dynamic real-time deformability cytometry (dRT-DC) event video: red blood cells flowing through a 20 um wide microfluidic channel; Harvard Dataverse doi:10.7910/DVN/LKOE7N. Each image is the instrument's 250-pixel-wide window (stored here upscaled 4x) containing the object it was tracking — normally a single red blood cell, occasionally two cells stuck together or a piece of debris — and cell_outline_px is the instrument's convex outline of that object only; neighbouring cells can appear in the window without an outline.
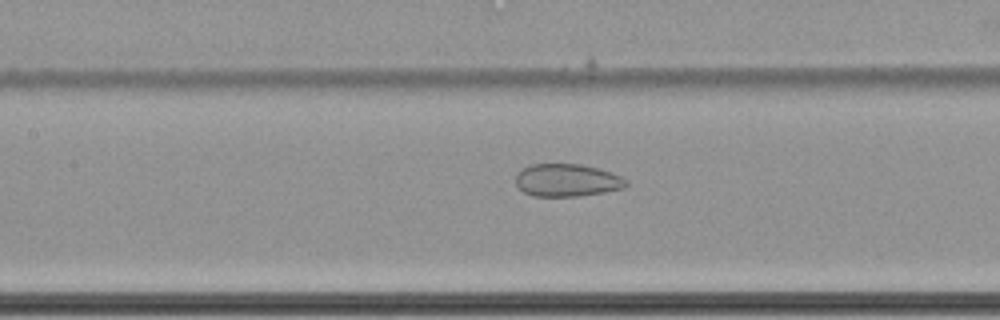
{"species": "common noctule bat (a hibernating species)", "species_latin": "Nyctalus noctula", "temperature_condition": "cold", "stored_images_in_passage": 52, "camera_frame_rate_fps": 3000, "um_per_image_px": 0.085, "animal": {"sex": "female", "body_mass_g": 22.7, "forearm_length_mm": 54.2}, "frame": {"image": 1, "passage_image": 20, "time_ms": 6.333, "image_size_px": [1000, 320], "cell_outline_px": [[628, 184], [624, 188], [604, 192], [580, 196], [532, 196], [524, 192], [516, 184], [516, 172], [532, 164], [580, 164], [596, 168], [620, 176], [628, 180]], "centroid_in_image_um": [48.18, 15.33], "position_along_channel_um": 159.2, "area_um2": 20.92}}
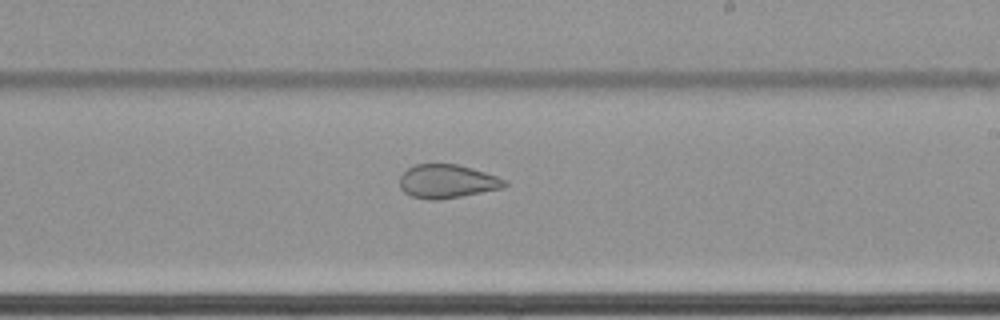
{"frame": {"image": 2, "passage_image": 28, "time_ms": 9.0, "image_size_px": [1000, 320], "cell_outline_px": [[508, 184], [504, 188], [440, 200], [428, 200], [412, 196], [404, 192], [400, 188], [400, 176], [408, 168], [416, 164], [456, 164], [472, 168], [508, 180]], "centroid_in_image_um": [38.02, 15.42], "position_along_channel_um": 251.0, "area_um2": 20.63}}
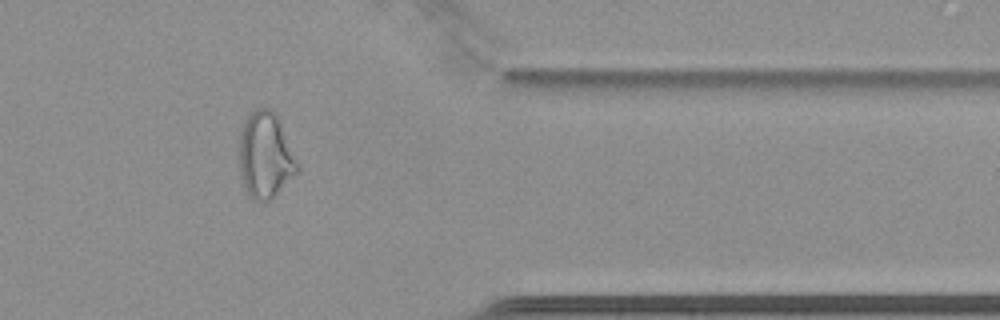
{"frame": {"image": 3, "passage_image": 41, "time_ms": 13.333, "image_size_px": [1000, 320], "cell_outline_px": [[300, 168], [264, 204], [252, 200], [248, 196], [240, 180], [240, 132], [244, 120], [256, 108], [272, 108], [276, 112], [280, 120], [300, 164]], "centroid_in_image_um": [22.55, 13.19], "position_along_channel_um": 388.9, "area_um2": 29.42}}